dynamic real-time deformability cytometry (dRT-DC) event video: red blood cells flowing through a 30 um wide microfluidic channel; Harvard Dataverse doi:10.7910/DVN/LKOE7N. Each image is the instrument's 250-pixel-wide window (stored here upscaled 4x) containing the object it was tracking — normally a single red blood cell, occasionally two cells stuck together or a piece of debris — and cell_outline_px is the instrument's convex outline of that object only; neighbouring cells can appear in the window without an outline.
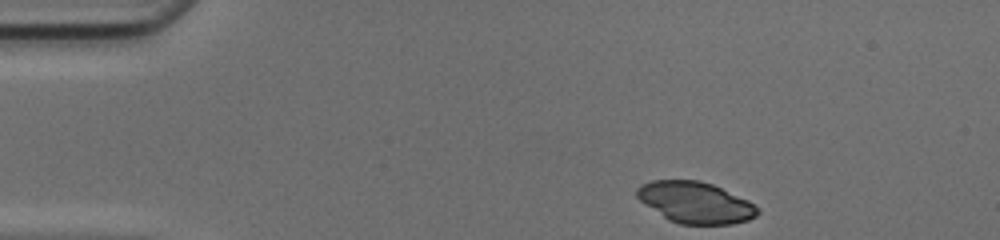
{"species": "common noctule bat (a hibernating species)", "species_latin": "Nyctalus noctula", "temperature_condition": "cold", "stored_images_in_passage": 35, "camera_frame_rate_fps": 3000, "um_per_image_px": 0.085, "animal": {"sex": "female", "body_mass_g": 17.0, "forearm_length_mm": 48.0}, "frame": {"image": 1, "passage_image": 1, "time_ms": 0.0, "image_size_px": [1000, 240], "cell_outline_px": [[760, 212], [756, 216], [748, 220], [732, 224], [680, 224], [668, 220], [644, 204], [636, 196], [636, 188], [640, 184], [652, 180], [700, 180], [712, 184], [748, 200], [760, 208]], "centroid_in_image_um": [59.1, 17.21], "position_along_channel_um": 25.9, "area_um2": 29.19}}